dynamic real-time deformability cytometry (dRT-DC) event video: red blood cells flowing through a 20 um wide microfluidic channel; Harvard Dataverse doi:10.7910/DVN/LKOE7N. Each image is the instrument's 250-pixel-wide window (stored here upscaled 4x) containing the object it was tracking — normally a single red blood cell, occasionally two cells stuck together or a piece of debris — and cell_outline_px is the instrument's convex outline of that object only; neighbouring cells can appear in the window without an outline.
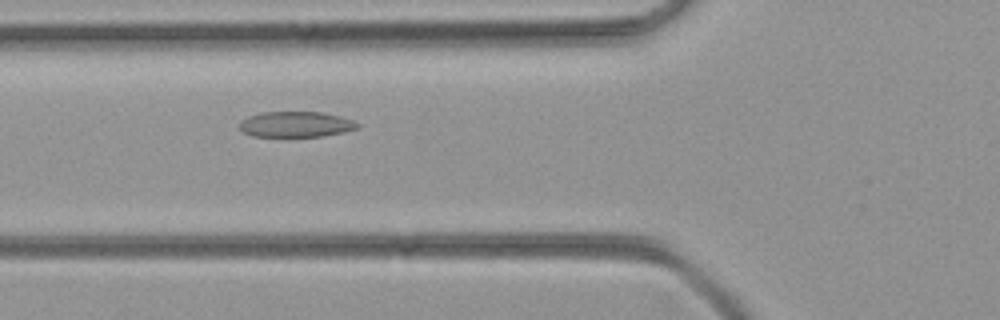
{"species": "common noctule bat (a hibernating species)", "species_latin": "Nyctalus noctula", "temperature_condition": "room temperature", "stored_images_in_passage": 28, "camera_frame_rate_fps": 3000, "um_per_image_px": 0.085, "animal": {"sex": "female", "body_mass_g": 21.9}, "frame": {"image": 1, "passage_image": 3, "time_ms": 0.667, "image_size_px": [1000, 320], "cell_outline_px": [[360, 124], [356, 128], [344, 132], [320, 136], [252, 136], [244, 132], [240, 128], [240, 120], [248, 116], [260, 112], [324, 112], [340, 116], [352, 120]], "centroid_in_image_um": [25.13, 10.55], "position_along_channel_um": 100.7, "area_um2": 17.51}}
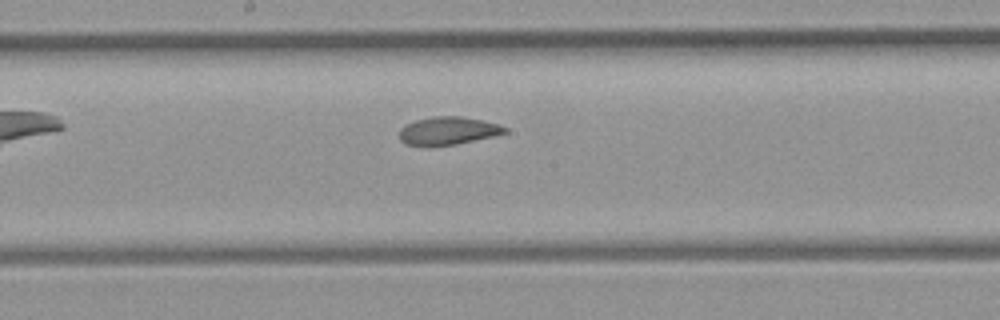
{"frame": {"image": 2, "passage_image": 11, "time_ms": 3.333, "image_size_px": [1000, 320], "cell_outline_px": [[508, 132], [492, 136], [456, 144], [428, 148], [404, 144], [400, 140], [400, 128], [404, 124], [416, 120], [432, 116], [460, 116], [480, 120], [496, 124], [508, 128]], "centroid_in_image_um": [37.99, 11.14], "position_along_channel_um": 210.2, "area_um2": 17.46}}
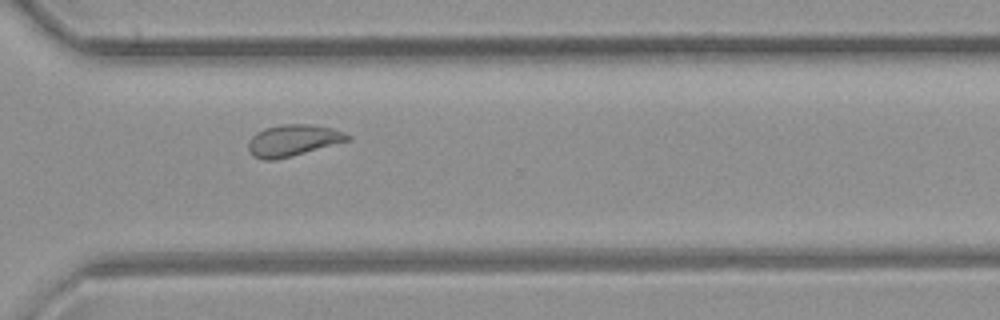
{"frame": {"image": 3, "passage_image": 21, "time_ms": 6.667, "image_size_px": [1000, 320], "cell_outline_px": [[352, 140], [292, 156], [276, 160], [264, 160], [252, 156], [248, 148], [248, 140], [256, 132], [264, 128], [284, 124], [312, 124], [332, 128], [344, 132], [352, 136]], "centroid_in_image_um": [24.92, 11.93], "position_along_channel_um": 345.7, "area_um2": 18.5}}